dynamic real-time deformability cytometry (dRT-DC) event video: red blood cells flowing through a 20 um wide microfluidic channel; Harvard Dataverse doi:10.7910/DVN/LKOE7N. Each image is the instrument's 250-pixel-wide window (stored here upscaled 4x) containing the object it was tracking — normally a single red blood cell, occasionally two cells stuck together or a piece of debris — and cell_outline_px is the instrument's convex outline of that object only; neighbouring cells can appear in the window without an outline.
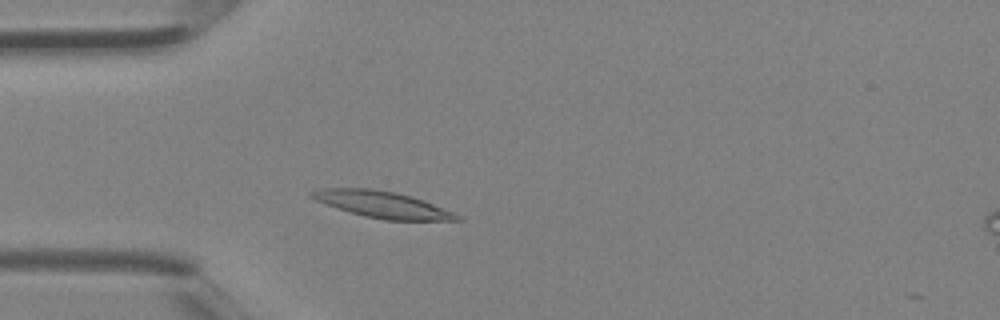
{"species": "Egyptian fruit bat (a non-hibernating species)", "species_latin": "Rousettus aegyptiacus", "temperature_condition": "room temperature", "stored_images_in_passage": 3, "camera_frame_rate_fps": 3000, "um_per_image_px": 0.085, "animal": {"sex": "female"}, "frame": {"image": 1, "passage_image": 2, "time_ms": 0.333, "image_size_px": [1000, 320], "cell_outline_px": [[464, 220], [384, 220], [364, 216], [336, 208], [316, 200], [308, 196], [308, 192], [320, 188], [372, 188], [396, 192], [412, 196], [452, 212], [460, 216]], "centroid_in_image_um": [32.43, 17.37], "position_along_channel_um": 52.6, "area_um2": 22.37}}